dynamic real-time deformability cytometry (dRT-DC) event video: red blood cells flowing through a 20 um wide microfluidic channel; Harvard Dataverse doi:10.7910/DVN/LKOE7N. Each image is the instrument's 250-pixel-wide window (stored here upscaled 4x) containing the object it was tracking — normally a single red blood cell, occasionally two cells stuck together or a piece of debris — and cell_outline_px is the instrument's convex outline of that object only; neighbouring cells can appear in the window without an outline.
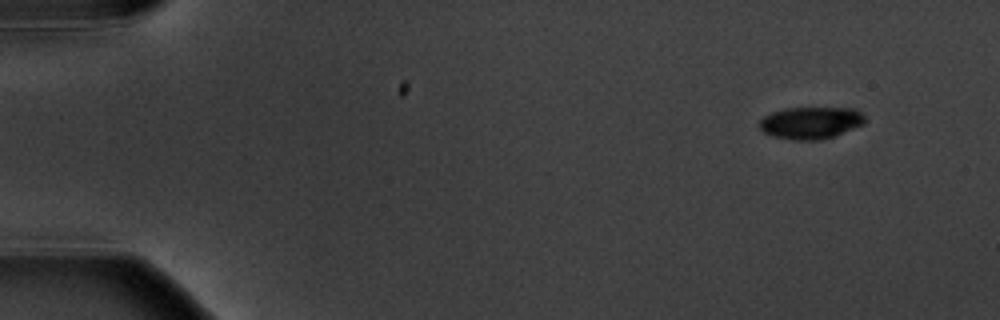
{"species": "common noctule bat (a hibernating species)", "species_latin": "Nyctalus noctula", "temperature_condition": "warm", "stored_images_in_passage": 4, "camera_frame_rate_fps": 3000, "um_per_image_px": 0.085, "animal": {"sex": "male", "body_mass_g": 20.1, "forearm_length_mm": 53.5}, "frame": {"image": 1, "passage_image": 1, "time_ms": 0.0, "image_size_px": [1000, 320], "cell_outline_px": [[864, 124], [832, 136], [820, 140], [792, 140], [772, 136], [764, 132], [760, 128], [760, 120], [764, 116], [772, 112], [784, 108], [856, 108], [864, 116]], "centroid_in_image_um": [68.89, 10.43], "position_along_channel_um": 16.1, "area_um2": 19.59}}
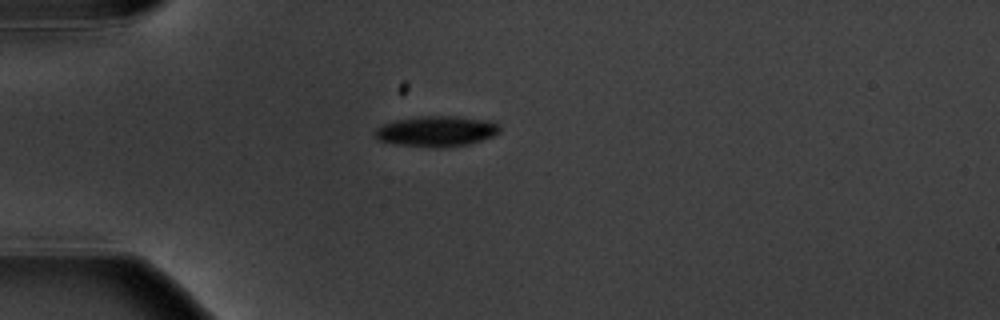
{"frame": {"image": 2, "passage_image": 4, "time_ms": 3.667, "image_size_px": [1000, 320], "cell_outline_px": [[500, 132], [492, 136], [468, 144], [440, 148], [436, 148], [392, 144], [380, 140], [372, 132], [376, 128], [384, 124], [396, 120], [420, 116], [456, 116], [492, 120], [500, 124]], "centroid_in_image_um": [37.11, 11.15], "position_along_channel_um": 47.9, "area_um2": 22.43}}